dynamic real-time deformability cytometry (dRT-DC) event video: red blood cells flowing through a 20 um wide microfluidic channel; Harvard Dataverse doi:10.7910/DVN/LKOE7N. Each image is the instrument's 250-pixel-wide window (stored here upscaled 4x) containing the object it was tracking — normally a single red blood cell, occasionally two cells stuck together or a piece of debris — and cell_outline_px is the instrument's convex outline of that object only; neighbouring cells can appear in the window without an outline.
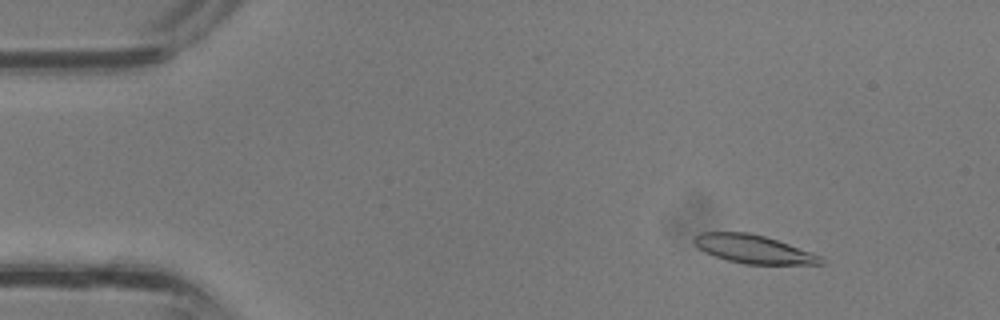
{"species": "common noctule bat (a hibernating species)", "species_latin": "Nyctalus noctula", "temperature_condition": "room temperature", "stored_images_in_passage": 36, "camera_frame_rate_fps": 3000, "um_per_image_px": 0.085, "animal": {"sex": "male", "body_mass_g": 13.3}, "frame": {"image": 1, "passage_image": 4, "time_ms": 1.0, "image_size_px": [1000, 320], "cell_outline_px": [[824, 264], [744, 264], [728, 260], [704, 252], [692, 240], [700, 232], [748, 232], [764, 236], [824, 256]], "centroid_in_image_um": [64.08, 21.18], "position_along_channel_um": 20.9, "area_um2": 20.81}}
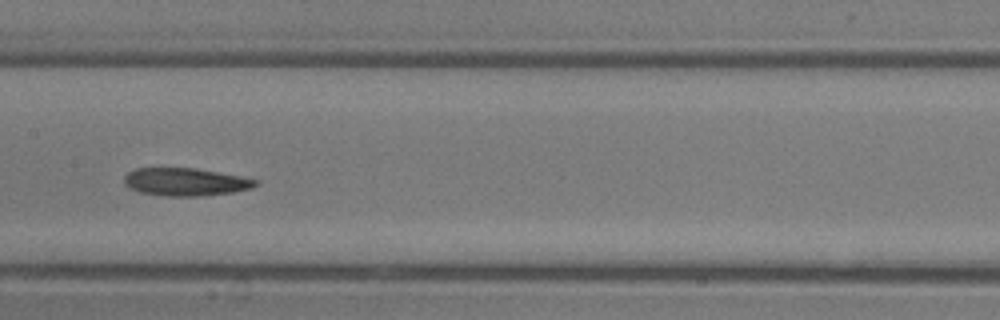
{"frame": {"image": 2, "passage_image": 18, "time_ms": 5.667, "image_size_px": [1000, 320], "cell_outline_px": [[260, 184], [252, 188], [232, 192], [200, 196], [168, 196], [140, 192], [128, 188], [124, 184], [124, 176], [128, 172], [136, 168], [196, 168], [240, 176], [260, 180]], "centroid_in_image_um": [15.78, 15.46], "position_along_channel_um": 191.6, "area_um2": 21.39}}
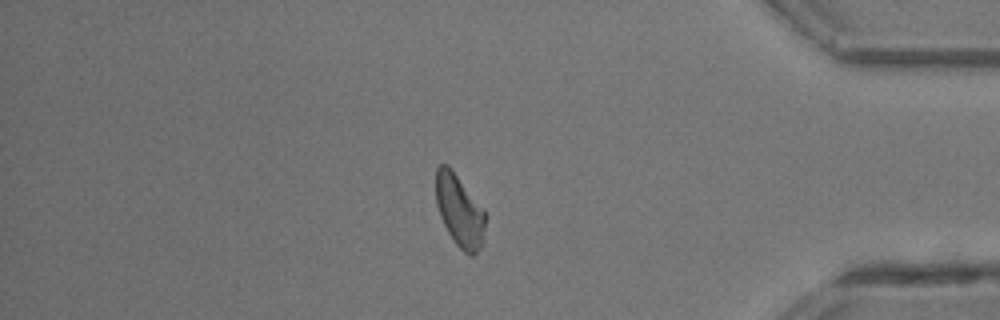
{"frame": {"image": 3, "passage_image": 31, "time_ms": 10.0, "image_size_px": [1000, 320], "cell_outline_px": [[484, 228], [480, 248], [472, 256], [468, 256], [456, 244], [448, 232], [440, 216], [436, 204], [436, 168], [440, 164], [448, 164], [484, 208]], "centroid_in_image_um": [39.04, 17.88], "position_along_channel_um": 396.2, "area_um2": 20.63}}